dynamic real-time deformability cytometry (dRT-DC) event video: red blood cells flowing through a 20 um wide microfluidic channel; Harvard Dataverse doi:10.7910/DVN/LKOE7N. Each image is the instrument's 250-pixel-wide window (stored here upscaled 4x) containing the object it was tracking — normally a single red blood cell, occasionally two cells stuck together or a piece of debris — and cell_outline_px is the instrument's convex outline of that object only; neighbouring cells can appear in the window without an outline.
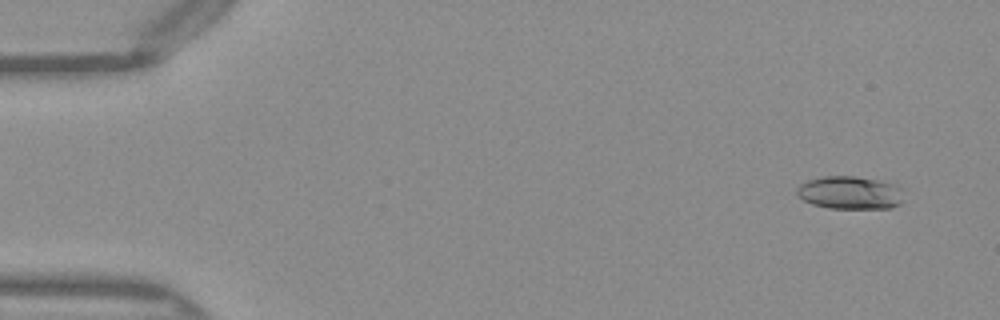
{"species": "Egyptian fruit bat (a non-hibernating species)", "species_latin": "Rousettus aegyptiacus", "temperature_condition": "warm", "stored_images_in_passage": 51, "camera_frame_rate_fps": 3000, "um_per_image_px": 0.085, "frame": {"image": 1, "passage_image": 4, "time_ms": 1.0, "image_size_px": [1000, 320], "cell_outline_px": [[904, 200], [900, 204], [892, 208], [828, 208], [812, 204], [804, 200], [796, 192], [796, 188], [800, 184], [808, 180], [820, 176], [856, 176], [876, 180], [892, 184], [900, 188]], "centroid_in_image_um": [72.24, 16.38], "position_along_channel_um": 12.8, "area_um2": 20.52}}
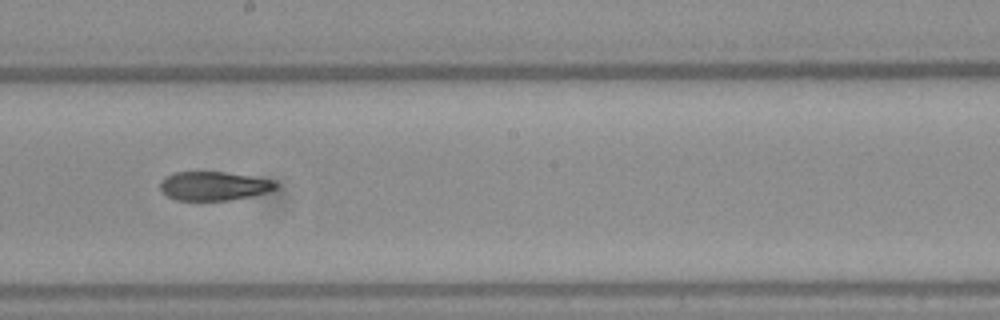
{"frame": {"image": 2, "passage_image": 29, "time_ms": 9.333, "image_size_px": [1000, 320], "cell_outline_px": [[276, 188], [268, 192], [252, 196], [232, 200], [176, 200], [160, 192], [160, 180], [176, 172], [224, 172], [272, 180], [276, 184]], "centroid_in_image_um": [18.14, 15.82], "position_along_channel_um": 230.1, "area_um2": 19.31}}
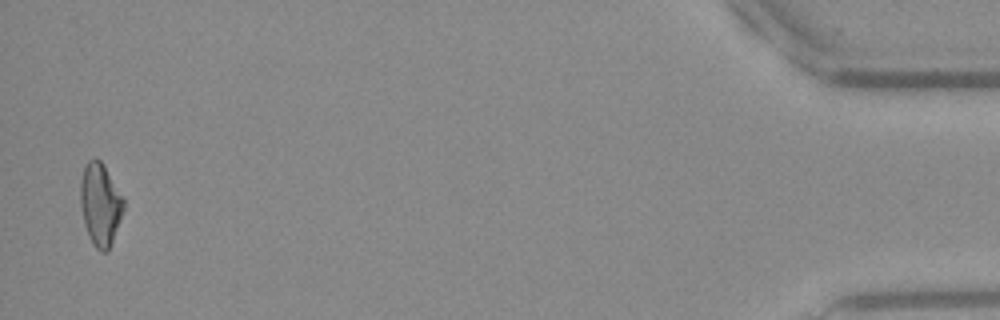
{"frame": {"image": 3, "passage_image": 50, "time_ms": 16.333, "image_size_px": [1000, 320], "cell_outline_px": [[124, 208], [108, 252], [100, 252], [96, 248], [88, 236], [84, 224], [80, 204], [80, 180], [84, 168], [88, 160], [92, 156], [96, 156], [104, 164], [124, 200]], "centroid_in_image_um": [8.5, 17.34], "position_along_channel_um": 426.7, "area_um2": 20.81}, "authors_computed_cell_mechanics": {"area_um2": 20.1722, "velocity_mm_per_s": 4.0677, "shape_relaxation_time_tau1_ms": 7.1681, "shape_relaxation_time_tau2_ms": 5.3717, "deformation_change_tau1": 0.2214, "deformation_change_tau2": 0.1481}}